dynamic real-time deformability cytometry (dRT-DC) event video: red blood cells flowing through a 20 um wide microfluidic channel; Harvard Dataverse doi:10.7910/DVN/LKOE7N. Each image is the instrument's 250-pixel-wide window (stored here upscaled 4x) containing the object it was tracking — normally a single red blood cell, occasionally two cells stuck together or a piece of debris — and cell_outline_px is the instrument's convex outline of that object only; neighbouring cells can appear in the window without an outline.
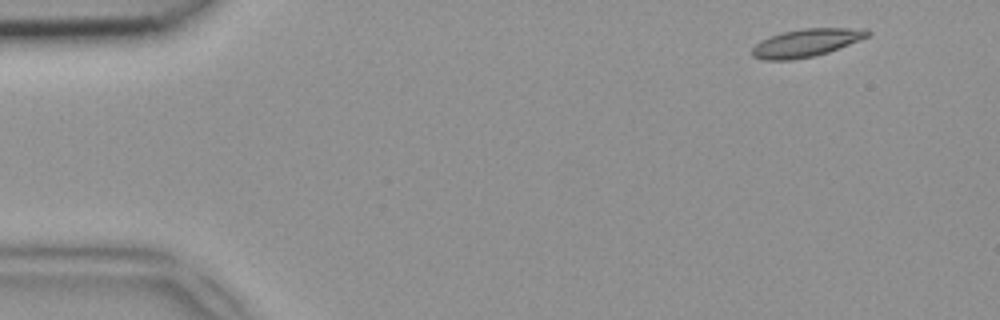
{"species": "common noctule bat (a hibernating species)", "species_latin": "Nyctalus noctula", "temperature_condition": "room temperature", "stored_images_in_passage": 47, "camera_frame_rate_fps": 3000, "um_per_image_px": 0.085, "animal": {"sex": "female", "body_mass_g": 18.4}, "frame": {"image": 1, "passage_image": 3, "time_ms": 0.667, "image_size_px": [1000, 320], "cell_outline_px": [[872, 32], [868, 36], [860, 40], [828, 52], [812, 56], [792, 60], [764, 60], [752, 56], [752, 48], [760, 40], [784, 32], [804, 28], [868, 28]], "centroid_in_image_um": [68.55, 3.63], "position_along_channel_um": 16.4, "area_um2": 18.67}}
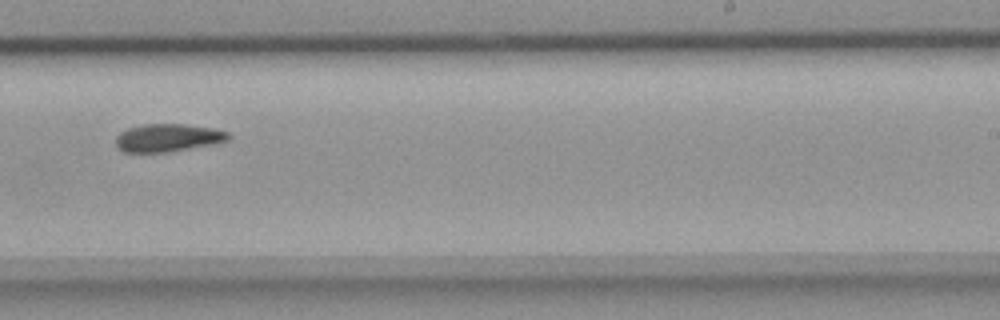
{"frame": {"image": 2, "passage_image": 29, "time_ms": 9.333, "image_size_px": [1000, 320], "cell_outline_px": [[232, 136], [228, 140], [216, 144], [168, 152], [124, 152], [116, 148], [116, 136], [120, 132], [128, 128], [144, 124], [184, 124], [212, 128], [228, 132]], "centroid_in_image_um": [14.28, 11.72], "position_along_channel_um": 274.7, "area_um2": 18.44}}
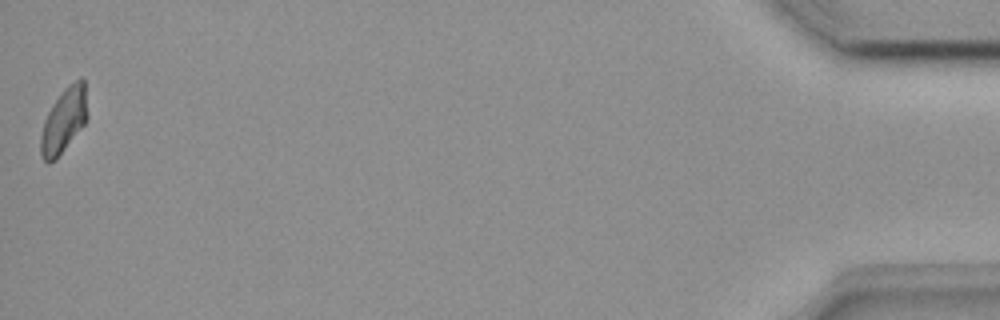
{"frame": {"image": 3, "passage_image": 47, "time_ms": 15.333, "image_size_px": [1000, 320], "cell_outline_px": [[88, 116], [84, 124], [56, 160], [48, 164], [40, 156], [40, 136], [44, 120], [52, 104], [64, 88], [76, 80], [84, 80]], "centroid_in_image_um": [5.4, 10.28], "position_along_channel_um": 429.8, "area_um2": 17.57}}